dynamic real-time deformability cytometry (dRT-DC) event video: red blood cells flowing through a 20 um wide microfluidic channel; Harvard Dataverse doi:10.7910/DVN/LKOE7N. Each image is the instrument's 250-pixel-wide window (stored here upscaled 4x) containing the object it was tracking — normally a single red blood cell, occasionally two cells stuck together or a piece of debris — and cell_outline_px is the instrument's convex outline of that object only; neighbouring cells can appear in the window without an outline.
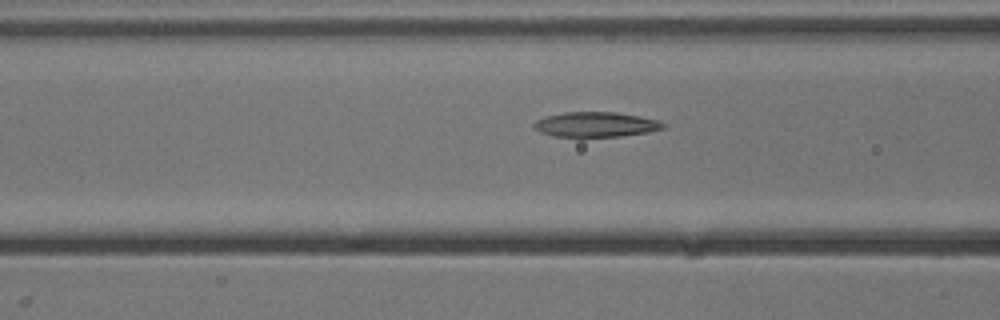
{"species": "common noctule bat (a hibernating species)", "species_latin": "Nyctalus noctula", "temperature_condition": "cold", "stored_images_in_passage": 16, "camera_frame_rate_fps": 3000, "um_per_image_px": 0.085, "animal": {"sex": "male", "body_mass_g": 13.3}, "frame": {"image": 1, "passage_image": 14, "time_ms": 4.333, "image_size_px": [1000, 320], "cell_outline_px": [[668, 124], [664, 128], [648, 132], [620, 136], [552, 136], [540, 132], [532, 124], [536, 120], [544, 116], [564, 112], [616, 112], [640, 116], [660, 120]], "centroid_in_image_um": [50.67, 10.57], "position_along_channel_um": 115.9, "area_um2": 18.84}}